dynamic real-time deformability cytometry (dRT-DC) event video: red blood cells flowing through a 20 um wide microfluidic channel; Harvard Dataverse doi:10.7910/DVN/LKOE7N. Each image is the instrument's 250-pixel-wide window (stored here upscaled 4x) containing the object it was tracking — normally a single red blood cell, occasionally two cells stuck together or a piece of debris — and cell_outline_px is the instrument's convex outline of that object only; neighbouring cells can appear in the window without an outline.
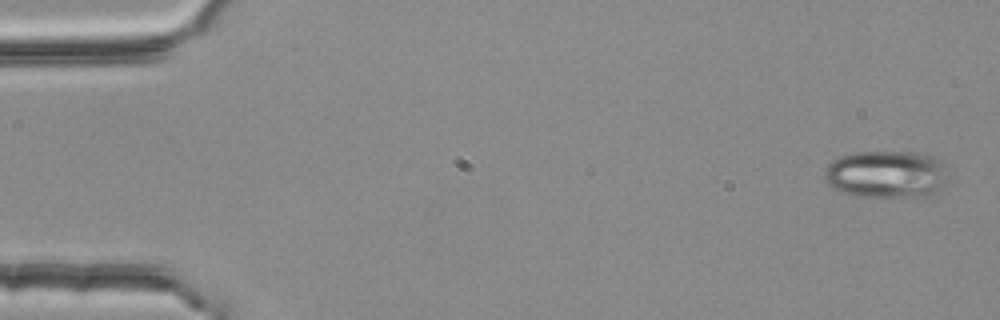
{"species": "common noctule bat (a hibernating species)", "species_latin": "Nyctalus noctula", "temperature_condition": "room temperature", "stored_images_in_passage": 4, "segment_of_instrument_passage": [1, 2], "camera_frame_rate_fps": 3000, "um_per_image_px": 0.085, "animal": {"sex": "female", "body_mass_g": 25.1}, "frame": {"image": 1, "passage_image": 1, "time_ms": 0.0, "image_size_px": [1000, 320], "cell_outline_px": [[944, 184], [936, 192], [928, 196], [860, 196], [836, 188], [828, 184], [824, 176], [824, 168], [832, 160], [840, 156], [856, 152], [916, 152], [940, 160], [944, 164]], "centroid_in_image_um": [75.31, 14.79], "position_along_channel_um": 9.7, "area_um2": 33.58}}